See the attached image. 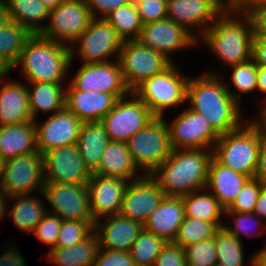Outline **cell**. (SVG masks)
Here are the masks:
<instances>
[{
  "instance_id": "cell-1",
  "label": "cell",
  "mask_w": 266,
  "mask_h": 266,
  "mask_svg": "<svg viewBox=\"0 0 266 266\" xmlns=\"http://www.w3.org/2000/svg\"><path fill=\"white\" fill-rule=\"evenodd\" d=\"M219 72V73H218ZM220 70L191 75L187 84L186 106L203 115L220 136L238 129L246 120L239 105L226 88Z\"/></svg>"
},
{
  "instance_id": "cell-2",
  "label": "cell",
  "mask_w": 266,
  "mask_h": 266,
  "mask_svg": "<svg viewBox=\"0 0 266 266\" xmlns=\"http://www.w3.org/2000/svg\"><path fill=\"white\" fill-rule=\"evenodd\" d=\"M255 25L250 12L223 11L198 39L223 67L244 63L252 58Z\"/></svg>"
},
{
  "instance_id": "cell-3",
  "label": "cell",
  "mask_w": 266,
  "mask_h": 266,
  "mask_svg": "<svg viewBox=\"0 0 266 266\" xmlns=\"http://www.w3.org/2000/svg\"><path fill=\"white\" fill-rule=\"evenodd\" d=\"M212 149H176L150 176L167 196L206 189Z\"/></svg>"
},
{
  "instance_id": "cell-4",
  "label": "cell",
  "mask_w": 266,
  "mask_h": 266,
  "mask_svg": "<svg viewBox=\"0 0 266 266\" xmlns=\"http://www.w3.org/2000/svg\"><path fill=\"white\" fill-rule=\"evenodd\" d=\"M73 64L68 45L33 34L11 73L19 69L17 75H22L26 82L67 83Z\"/></svg>"
},
{
  "instance_id": "cell-5",
  "label": "cell",
  "mask_w": 266,
  "mask_h": 266,
  "mask_svg": "<svg viewBox=\"0 0 266 266\" xmlns=\"http://www.w3.org/2000/svg\"><path fill=\"white\" fill-rule=\"evenodd\" d=\"M265 137V121L260 116L249 117L238 129L219 136L212 150L213 157L235 172L253 178Z\"/></svg>"
},
{
  "instance_id": "cell-6",
  "label": "cell",
  "mask_w": 266,
  "mask_h": 266,
  "mask_svg": "<svg viewBox=\"0 0 266 266\" xmlns=\"http://www.w3.org/2000/svg\"><path fill=\"white\" fill-rule=\"evenodd\" d=\"M173 62L168 68L144 80L132 92L142 100L156 117L167 115V110H180L186 105L187 84L191 74ZM183 72V73H182Z\"/></svg>"
},
{
  "instance_id": "cell-7",
  "label": "cell",
  "mask_w": 266,
  "mask_h": 266,
  "mask_svg": "<svg viewBox=\"0 0 266 266\" xmlns=\"http://www.w3.org/2000/svg\"><path fill=\"white\" fill-rule=\"evenodd\" d=\"M123 42L105 18H93L89 27L69 46L71 62L79 59L81 64H93L117 60Z\"/></svg>"
},
{
  "instance_id": "cell-8",
  "label": "cell",
  "mask_w": 266,
  "mask_h": 266,
  "mask_svg": "<svg viewBox=\"0 0 266 266\" xmlns=\"http://www.w3.org/2000/svg\"><path fill=\"white\" fill-rule=\"evenodd\" d=\"M132 160L143 173L150 175L171 154L169 129L163 117H155L126 142Z\"/></svg>"
},
{
  "instance_id": "cell-9",
  "label": "cell",
  "mask_w": 266,
  "mask_h": 266,
  "mask_svg": "<svg viewBox=\"0 0 266 266\" xmlns=\"http://www.w3.org/2000/svg\"><path fill=\"white\" fill-rule=\"evenodd\" d=\"M118 60L127 88L132 92L144 80L161 73L173 62L139 40L124 41Z\"/></svg>"
},
{
  "instance_id": "cell-10",
  "label": "cell",
  "mask_w": 266,
  "mask_h": 266,
  "mask_svg": "<svg viewBox=\"0 0 266 266\" xmlns=\"http://www.w3.org/2000/svg\"><path fill=\"white\" fill-rule=\"evenodd\" d=\"M45 183L43 154L37 150L3 162L1 188L9 196L42 192Z\"/></svg>"
},
{
  "instance_id": "cell-11",
  "label": "cell",
  "mask_w": 266,
  "mask_h": 266,
  "mask_svg": "<svg viewBox=\"0 0 266 266\" xmlns=\"http://www.w3.org/2000/svg\"><path fill=\"white\" fill-rule=\"evenodd\" d=\"M156 116L133 92L119 98L100 121L110 141L127 142L135 132L146 127Z\"/></svg>"
},
{
  "instance_id": "cell-12",
  "label": "cell",
  "mask_w": 266,
  "mask_h": 266,
  "mask_svg": "<svg viewBox=\"0 0 266 266\" xmlns=\"http://www.w3.org/2000/svg\"><path fill=\"white\" fill-rule=\"evenodd\" d=\"M92 20L93 16L86 0H65L57 8L50 10L48 23L39 35L71 46Z\"/></svg>"
},
{
  "instance_id": "cell-13",
  "label": "cell",
  "mask_w": 266,
  "mask_h": 266,
  "mask_svg": "<svg viewBox=\"0 0 266 266\" xmlns=\"http://www.w3.org/2000/svg\"><path fill=\"white\" fill-rule=\"evenodd\" d=\"M163 118L168 125L172 150L188 148L213 150L219 139V135L206 118L186 106L176 116L174 115L172 121H167V116Z\"/></svg>"
},
{
  "instance_id": "cell-14",
  "label": "cell",
  "mask_w": 266,
  "mask_h": 266,
  "mask_svg": "<svg viewBox=\"0 0 266 266\" xmlns=\"http://www.w3.org/2000/svg\"><path fill=\"white\" fill-rule=\"evenodd\" d=\"M40 195L50 205L47 211L62 220H94L87 184L45 182Z\"/></svg>"
},
{
  "instance_id": "cell-15",
  "label": "cell",
  "mask_w": 266,
  "mask_h": 266,
  "mask_svg": "<svg viewBox=\"0 0 266 266\" xmlns=\"http://www.w3.org/2000/svg\"><path fill=\"white\" fill-rule=\"evenodd\" d=\"M71 77L68 82L77 90L110 93L118 98H123L131 92L124 82L118 59L81 64Z\"/></svg>"
},
{
  "instance_id": "cell-16",
  "label": "cell",
  "mask_w": 266,
  "mask_h": 266,
  "mask_svg": "<svg viewBox=\"0 0 266 266\" xmlns=\"http://www.w3.org/2000/svg\"><path fill=\"white\" fill-rule=\"evenodd\" d=\"M138 40L163 53L172 62L176 61L173 58L175 53L198 47V39L191 32L168 18L143 24Z\"/></svg>"
},
{
  "instance_id": "cell-17",
  "label": "cell",
  "mask_w": 266,
  "mask_h": 266,
  "mask_svg": "<svg viewBox=\"0 0 266 266\" xmlns=\"http://www.w3.org/2000/svg\"><path fill=\"white\" fill-rule=\"evenodd\" d=\"M37 150L45 152L77 143L83 121L66 107L44 121H34Z\"/></svg>"
},
{
  "instance_id": "cell-18",
  "label": "cell",
  "mask_w": 266,
  "mask_h": 266,
  "mask_svg": "<svg viewBox=\"0 0 266 266\" xmlns=\"http://www.w3.org/2000/svg\"><path fill=\"white\" fill-rule=\"evenodd\" d=\"M45 182L87 184L91 172L77 144L51 149L43 154Z\"/></svg>"
},
{
  "instance_id": "cell-19",
  "label": "cell",
  "mask_w": 266,
  "mask_h": 266,
  "mask_svg": "<svg viewBox=\"0 0 266 266\" xmlns=\"http://www.w3.org/2000/svg\"><path fill=\"white\" fill-rule=\"evenodd\" d=\"M223 11L217 0H167V18L185 27L197 39Z\"/></svg>"
},
{
  "instance_id": "cell-20",
  "label": "cell",
  "mask_w": 266,
  "mask_h": 266,
  "mask_svg": "<svg viewBox=\"0 0 266 266\" xmlns=\"http://www.w3.org/2000/svg\"><path fill=\"white\" fill-rule=\"evenodd\" d=\"M164 196L157 182L144 174L139 179L129 181L120 214L144 225Z\"/></svg>"
},
{
  "instance_id": "cell-21",
  "label": "cell",
  "mask_w": 266,
  "mask_h": 266,
  "mask_svg": "<svg viewBox=\"0 0 266 266\" xmlns=\"http://www.w3.org/2000/svg\"><path fill=\"white\" fill-rule=\"evenodd\" d=\"M129 181L92 173L87 182L93 219L119 214Z\"/></svg>"
},
{
  "instance_id": "cell-22",
  "label": "cell",
  "mask_w": 266,
  "mask_h": 266,
  "mask_svg": "<svg viewBox=\"0 0 266 266\" xmlns=\"http://www.w3.org/2000/svg\"><path fill=\"white\" fill-rule=\"evenodd\" d=\"M0 76V126L34 121L31 114L27 82ZM9 78V79H8Z\"/></svg>"
},
{
  "instance_id": "cell-23",
  "label": "cell",
  "mask_w": 266,
  "mask_h": 266,
  "mask_svg": "<svg viewBox=\"0 0 266 266\" xmlns=\"http://www.w3.org/2000/svg\"><path fill=\"white\" fill-rule=\"evenodd\" d=\"M142 230L143 225L140 222L124 217L120 213L100 218L94 223L100 249L129 252Z\"/></svg>"
},
{
  "instance_id": "cell-24",
  "label": "cell",
  "mask_w": 266,
  "mask_h": 266,
  "mask_svg": "<svg viewBox=\"0 0 266 266\" xmlns=\"http://www.w3.org/2000/svg\"><path fill=\"white\" fill-rule=\"evenodd\" d=\"M119 98L115 94L81 91L66 85L65 107L83 122L101 121Z\"/></svg>"
},
{
  "instance_id": "cell-25",
  "label": "cell",
  "mask_w": 266,
  "mask_h": 266,
  "mask_svg": "<svg viewBox=\"0 0 266 266\" xmlns=\"http://www.w3.org/2000/svg\"><path fill=\"white\" fill-rule=\"evenodd\" d=\"M184 217L182 197L165 195L158 207L148 217L143 229L156 234L166 242H174Z\"/></svg>"
},
{
  "instance_id": "cell-26",
  "label": "cell",
  "mask_w": 266,
  "mask_h": 266,
  "mask_svg": "<svg viewBox=\"0 0 266 266\" xmlns=\"http://www.w3.org/2000/svg\"><path fill=\"white\" fill-rule=\"evenodd\" d=\"M248 179V176L235 172L212 157L208 166L206 189L227 209Z\"/></svg>"
},
{
  "instance_id": "cell-27",
  "label": "cell",
  "mask_w": 266,
  "mask_h": 266,
  "mask_svg": "<svg viewBox=\"0 0 266 266\" xmlns=\"http://www.w3.org/2000/svg\"><path fill=\"white\" fill-rule=\"evenodd\" d=\"M93 173L127 181H134L144 175L133 162L127 143L118 141L108 143L100 165Z\"/></svg>"
},
{
  "instance_id": "cell-28",
  "label": "cell",
  "mask_w": 266,
  "mask_h": 266,
  "mask_svg": "<svg viewBox=\"0 0 266 266\" xmlns=\"http://www.w3.org/2000/svg\"><path fill=\"white\" fill-rule=\"evenodd\" d=\"M34 151H37L34 121L0 126V160L2 162Z\"/></svg>"
},
{
  "instance_id": "cell-29",
  "label": "cell",
  "mask_w": 266,
  "mask_h": 266,
  "mask_svg": "<svg viewBox=\"0 0 266 266\" xmlns=\"http://www.w3.org/2000/svg\"><path fill=\"white\" fill-rule=\"evenodd\" d=\"M67 83L27 82L33 120L65 108ZM39 116V117H38Z\"/></svg>"
},
{
  "instance_id": "cell-30",
  "label": "cell",
  "mask_w": 266,
  "mask_h": 266,
  "mask_svg": "<svg viewBox=\"0 0 266 266\" xmlns=\"http://www.w3.org/2000/svg\"><path fill=\"white\" fill-rule=\"evenodd\" d=\"M100 250L99 238L93 231L78 244L69 247H55L43 259L57 266H93Z\"/></svg>"
},
{
  "instance_id": "cell-31",
  "label": "cell",
  "mask_w": 266,
  "mask_h": 266,
  "mask_svg": "<svg viewBox=\"0 0 266 266\" xmlns=\"http://www.w3.org/2000/svg\"><path fill=\"white\" fill-rule=\"evenodd\" d=\"M38 197L37 193H32L11 196L9 199L8 218L19 231L29 235L47 212V206Z\"/></svg>"
},
{
  "instance_id": "cell-32",
  "label": "cell",
  "mask_w": 266,
  "mask_h": 266,
  "mask_svg": "<svg viewBox=\"0 0 266 266\" xmlns=\"http://www.w3.org/2000/svg\"><path fill=\"white\" fill-rule=\"evenodd\" d=\"M109 142V136L100 121L83 122L76 144L85 166L91 173L99 167Z\"/></svg>"
},
{
  "instance_id": "cell-33",
  "label": "cell",
  "mask_w": 266,
  "mask_h": 266,
  "mask_svg": "<svg viewBox=\"0 0 266 266\" xmlns=\"http://www.w3.org/2000/svg\"><path fill=\"white\" fill-rule=\"evenodd\" d=\"M181 197L184 203L185 216L214 223L218 228L223 227L225 208L207 189L194 191Z\"/></svg>"
},
{
  "instance_id": "cell-34",
  "label": "cell",
  "mask_w": 266,
  "mask_h": 266,
  "mask_svg": "<svg viewBox=\"0 0 266 266\" xmlns=\"http://www.w3.org/2000/svg\"><path fill=\"white\" fill-rule=\"evenodd\" d=\"M10 21L39 34L45 27L50 13L40 0H4Z\"/></svg>"
},
{
  "instance_id": "cell-35",
  "label": "cell",
  "mask_w": 266,
  "mask_h": 266,
  "mask_svg": "<svg viewBox=\"0 0 266 266\" xmlns=\"http://www.w3.org/2000/svg\"><path fill=\"white\" fill-rule=\"evenodd\" d=\"M33 33L25 26L9 21L0 28V59L11 69Z\"/></svg>"
},
{
  "instance_id": "cell-36",
  "label": "cell",
  "mask_w": 266,
  "mask_h": 266,
  "mask_svg": "<svg viewBox=\"0 0 266 266\" xmlns=\"http://www.w3.org/2000/svg\"><path fill=\"white\" fill-rule=\"evenodd\" d=\"M230 69L229 81L225 85L233 99L241 105L242 97L257 91L258 65L251 58L250 60L227 67ZM233 89H232V87ZM241 102V103H240Z\"/></svg>"
},
{
  "instance_id": "cell-37",
  "label": "cell",
  "mask_w": 266,
  "mask_h": 266,
  "mask_svg": "<svg viewBox=\"0 0 266 266\" xmlns=\"http://www.w3.org/2000/svg\"><path fill=\"white\" fill-rule=\"evenodd\" d=\"M243 244L225 228H219L215 234L217 263L224 266H253V254L250 255L251 258L249 257L246 262L245 245Z\"/></svg>"
},
{
  "instance_id": "cell-38",
  "label": "cell",
  "mask_w": 266,
  "mask_h": 266,
  "mask_svg": "<svg viewBox=\"0 0 266 266\" xmlns=\"http://www.w3.org/2000/svg\"><path fill=\"white\" fill-rule=\"evenodd\" d=\"M105 19L116 29L123 41L139 39L143 23L134 1L113 10Z\"/></svg>"
},
{
  "instance_id": "cell-39",
  "label": "cell",
  "mask_w": 266,
  "mask_h": 266,
  "mask_svg": "<svg viewBox=\"0 0 266 266\" xmlns=\"http://www.w3.org/2000/svg\"><path fill=\"white\" fill-rule=\"evenodd\" d=\"M166 243L163 238L143 229L129 251L134 265L154 266L156 258Z\"/></svg>"
},
{
  "instance_id": "cell-40",
  "label": "cell",
  "mask_w": 266,
  "mask_h": 266,
  "mask_svg": "<svg viewBox=\"0 0 266 266\" xmlns=\"http://www.w3.org/2000/svg\"><path fill=\"white\" fill-rule=\"evenodd\" d=\"M224 218L226 221L227 219H230L229 221L231 222L227 223L225 221L223 228H225L241 242L244 241L243 236L248 238L255 236L257 238V236H262L265 234L266 237V223L253 212H225Z\"/></svg>"
},
{
  "instance_id": "cell-41",
  "label": "cell",
  "mask_w": 266,
  "mask_h": 266,
  "mask_svg": "<svg viewBox=\"0 0 266 266\" xmlns=\"http://www.w3.org/2000/svg\"><path fill=\"white\" fill-rule=\"evenodd\" d=\"M218 229L214 223L185 216L173 243L186 248L197 242L215 237Z\"/></svg>"
},
{
  "instance_id": "cell-42",
  "label": "cell",
  "mask_w": 266,
  "mask_h": 266,
  "mask_svg": "<svg viewBox=\"0 0 266 266\" xmlns=\"http://www.w3.org/2000/svg\"><path fill=\"white\" fill-rule=\"evenodd\" d=\"M95 220H63L55 247L78 244L94 231Z\"/></svg>"
},
{
  "instance_id": "cell-43",
  "label": "cell",
  "mask_w": 266,
  "mask_h": 266,
  "mask_svg": "<svg viewBox=\"0 0 266 266\" xmlns=\"http://www.w3.org/2000/svg\"><path fill=\"white\" fill-rule=\"evenodd\" d=\"M187 266H214L217 263L215 237L184 248Z\"/></svg>"
},
{
  "instance_id": "cell-44",
  "label": "cell",
  "mask_w": 266,
  "mask_h": 266,
  "mask_svg": "<svg viewBox=\"0 0 266 266\" xmlns=\"http://www.w3.org/2000/svg\"><path fill=\"white\" fill-rule=\"evenodd\" d=\"M265 184L258 178H249L243 186V189L238 193L234 202L225 209V212H253L258 200L261 188Z\"/></svg>"
},
{
  "instance_id": "cell-45",
  "label": "cell",
  "mask_w": 266,
  "mask_h": 266,
  "mask_svg": "<svg viewBox=\"0 0 266 266\" xmlns=\"http://www.w3.org/2000/svg\"><path fill=\"white\" fill-rule=\"evenodd\" d=\"M62 222L59 216L47 211L35 227L32 236H36L43 244L50 246L49 250H51L55 248Z\"/></svg>"
},
{
  "instance_id": "cell-46",
  "label": "cell",
  "mask_w": 266,
  "mask_h": 266,
  "mask_svg": "<svg viewBox=\"0 0 266 266\" xmlns=\"http://www.w3.org/2000/svg\"><path fill=\"white\" fill-rule=\"evenodd\" d=\"M143 24L167 18V0H133Z\"/></svg>"
},
{
  "instance_id": "cell-47",
  "label": "cell",
  "mask_w": 266,
  "mask_h": 266,
  "mask_svg": "<svg viewBox=\"0 0 266 266\" xmlns=\"http://www.w3.org/2000/svg\"><path fill=\"white\" fill-rule=\"evenodd\" d=\"M154 266H187L184 248L167 242L156 258Z\"/></svg>"
},
{
  "instance_id": "cell-48",
  "label": "cell",
  "mask_w": 266,
  "mask_h": 266,
  "mask_svg": "<svg viewBox=\"0 0 266 266\" xmlns=\"http://www.w3.org/2000/svg\"><path fill=\"white\" fill-rule=\"evenodd\" d=\"M93 266H135L128 251L100 249Z\"/></svg>"
},
{
  "instance_id": "cell-49",
  "label": "cell",
  "mask_w": 266,
  "mask_h": 266,
  "mask_svg": "<svg viewBox=\"0 0 266 266\" xmlns=\"http://www.w3.org/2000/svg\"><path fill=\"white\" fill-rule=\"evenodd\" d=\"M93 18H105L118 7L133 2V0H86Z\"/></svg>"
},
{
  "instance_id": "cell-50",
  "label": "cell",
  "mask_w": 266,
  "mask_h": 266,
  "mask_svg": "<svg viewBox=\"0 0 266 266\" xmlns=\"http://www.w3.org/2000/svg\"><path fill=\"white\" fill-rule=\"evenodd\" d=\"M6 243L8 248L5 246L1 251L0 266H26L25 258L16 243L11 240Z\"/></svg>"
},
{
  "instance_id": "cell-51",
  "label": "cell",
  "mask_w": 266,
  "mask_h": 266,
  "mask_svg": "<svg viewBox=\"0 0 266 266\" xmlns=\"http://www.w3.org/2000/svg\"><path fill=\"white\" fill-rule=\"evenodd\" d=\"M252 59L257 65L266 66V37H262L256 32L252 41Z\"/></svg>"
},
{
  "instance_id": "cell-52",
  "label": "cell",
  "mask_w": 266,
  "mask_h": 266,
  "mask_svg": "<svg viewBox=\"0 0 266 266\" xmlns=\"http://www.w3.org/2000/svg\"><path fill=\"white\" fill-rule=\"evenodd\" d=\"M257 93V100L262 96V94L264 96L260 98L262 101H259L258 103L259 108L256 116H260L266 111V66L263 65H258Z\"/></svg>"
},
{
  "instance_id": "cell-53",
  "label": "cell",
  "mask_w": 266,
  "mask_h": 266,
  "mask_svg": "<svg viewBox=\"0 0 266 266\" xmlns=\"http://www.w3.org/2000/svg\"><path fill=\"white\" fill-rule=\"evenodd\" d=\"M263 0H225V11L227 12H251L260 6Z\"/></svg>"
},
{
  "instance_id": "cell-54",
  "label": "cell",
  "mask_w": 266,
  "mask_h": 266,
  "mask_svg": "<svg viewBox=\"0 0 266 266\" xmlns=\"http://www.w3.org/2000/svg\"><path fill=\"white\" fill-rule=\"evenodd\" d=\"M250 13L253 17L255 32L266 37V6H257Z\"/></svg>"
},
{
  "instance_id": "cell-55",
  "label": "cell",
  "mask_w": 266,
  "mask_h": 266,
  "mask_svg": "<svg viewBox=\"0 0 266 266\" xmlns=\"http://www.w3.org/2000/svg\"><path fill=\"white\" fill-rule=\"evenodd\" d=\"M254 177L266 184V137L259 150L258 167Z\"/></svg>"
},
{
  "instance_id": "cell-56",
  "label": "cell",
  "mask_w": 266,
  "mask_h": 266,
  "mask_svg": "<svg viewBox=\"0 0 266 266\" xmlns=\"http://www.w3.org/2000/svg\"><path fill=\"white\" fill-rule=\"evenodd\" d=\"M253 213L266 223V184L261 188Z\"/></svg>"
},
{
  "instance_id": "cell-57",
  "label": "cell",
  "mask_w": 266,
  "mask_h": 266,
  "mask_svg": "<svg viewBox=\"0 0 266 266\" xmlns=\"http://www.w3.org/2000/svg\"><path fill=\"white\" fill-rule=\"evenodd\" d=\"M264 241V247L253 253V266H266V240Z\"/></svg>"
},
{
  "instance_id": "cell-58",
  "label": "cell",
  "mask_w": 266,
  "mask_h": 266,
  "mask_svg": "<svg viewBox=\"0 0 266 266\" xmlns=\"http://www.w3.org/2000/svg\"><path fill=\"white\" fill-rule=\"evenodd\" d=\"M10 197L0 187V219H4L8 215Z\"/></svg>"
},
{
  "instance_id": "cell-59",
  "label": "cell",
  "mask_w": 266,
  "mask_h": 266,
  "mask_svg": "<svg viewBox=\"0 0 266 266\" xmlns=\"http://www.w3.org/2000/svg\"><path fill=\"white\" fill-rule=\"evenodd\" d=\"M10 21L4 0H0V28Z\"/></svg>"
},
{
  "instance_id": "cell-60",
  "label": "cell",
  "mask_w": 266,
  "mask_h": 266,
  "mask_svg": "<svg viewBox=\"0 0 266 266\" xmlns=\"http://www.w3.org/2000/svg\"><path fill=\"white\" fill-rule=\"evenodd\" d=\"M48 9L53 10L62 4L65 0H40Z\"/></svg>"
},
{
  "instance_id": "cell-61",
  "label": "cell",
  "mask_w": 266,
  "mask_h": 266,
  "mask_svg": "<svg viewBox=\"0 0 266 266\" xmlns=\"http://www.w3.org/2000/svg\"><path fill=\"white\" fill-rule=\"evenodd\" d=\"M11 73V69L0 59V76Z\"/></svg>"
},
{
  "instance_id": "cell-62",
  "label": "cell",
  "mask_w": 266,
  "mask_h": 266,
  "mask_svg": "<svg viewBox=\"0 0 266 266\" xmlns=\"http://www.w3.org/2000/svg\"><path fill=\"white\" fill-rule=\"evenodd\" d=\"M221 5L223 10L225 11V0H217Z\"/></svg>"
},
{
  "instance_id": "cell-63",
  "label": "cell",
  "mask_w": 266,
  "mask_h": 266,
  "mask_svg": "<svg viewBox=\"0 0 266 266\" xmlns=\"http://www.w3.org/2000/svg\"><path fill=\"white\" fill-rule=\"evenodd\" d=\"M2 164H3V162L0 160V184H1ZM0 187H1V185H0Z\"/></svg>"
},
{
  "instance_id": "cell-64",
  "label": "cell",
  "mask_w": 266,
  "mask_h": 266,
  "mask_svg": "<svg viewBox=\"0 0 266 266\" xmlns=\"http://www.w3.org/2000/svg\"><path fill=\"white\" fill-rule=\"evenodd\" d=\"M260 117L265 121V123H266V114H262V115H260Z\"/></svg>"
},
{
  "instance_id": "cell-65",
  "label": "cell",
  "mask_w": 266,
  "mask_h": 266,
  "mask_svg": "<svg viewBox=\"0 0 266 266\" xmlns=\"http://www.w3.org/2000/svg\"><path fill=\"white\" fill-rule=\"evenodd\" d=\"M260 6H266V0H263Z\"/></svg>"
},
{
  "instance_id": "cell-66",
  "label": "cell",
  "mask_w": 266,
  "mask_h": 266,
  "mask_svg": "<svg viewBox=\"0 0 266 266\" xmlns=\"http://www.w3.org/2000/svg\"><path fill=\"white\" fill-rule=\"evenodd\" d=\"M214 266H224V265L216 263Z\"/></svg>"
}]
</instances>
